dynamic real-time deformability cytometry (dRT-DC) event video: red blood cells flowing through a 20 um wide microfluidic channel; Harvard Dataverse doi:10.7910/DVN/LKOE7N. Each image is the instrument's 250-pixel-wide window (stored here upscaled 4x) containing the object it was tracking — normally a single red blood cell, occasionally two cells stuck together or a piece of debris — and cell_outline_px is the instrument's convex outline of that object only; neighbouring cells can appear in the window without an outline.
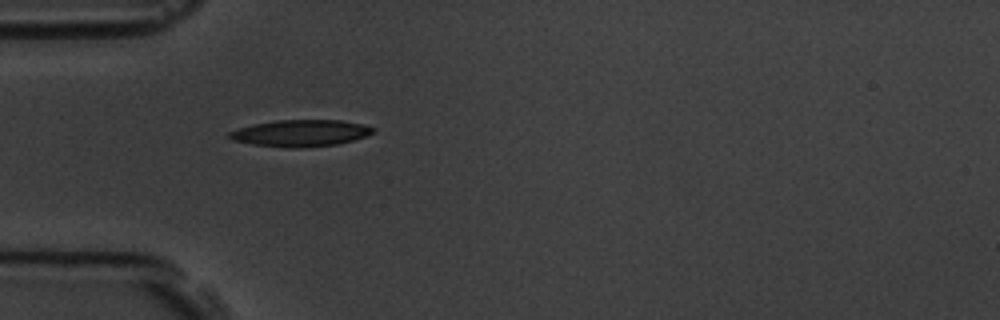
{"species": "common noctule bat (a hibernating species)", "species_latin": "Nyctalus noctula", "temperature_condition": "room temperature", "stored_images_in_passage": 1, "camera_frame_rate_fps": 3000, "um_per_image_px": 0.085, "animal": {"sex": "male", "body_mass_g": 19.5, "forearm_length_mm": 54.6}, "frame": {"image": 1, "passage_image": 1, "time_ms": 0.0, "image_size_px": [1000, 320], "cell_outline_px": [[376, 132], [352, 140], [336, 144], [300, 148], [288, 148], [252, 144], [232, 140], [228, 136], [228, 132], [252, 124], [276, 120], [340, 120], [364, 124], [376, 128]], "centroid_in_image_um": [25.55, 11.31], "position_along_channel_um": 59.4, "area_um2": 22.37}}